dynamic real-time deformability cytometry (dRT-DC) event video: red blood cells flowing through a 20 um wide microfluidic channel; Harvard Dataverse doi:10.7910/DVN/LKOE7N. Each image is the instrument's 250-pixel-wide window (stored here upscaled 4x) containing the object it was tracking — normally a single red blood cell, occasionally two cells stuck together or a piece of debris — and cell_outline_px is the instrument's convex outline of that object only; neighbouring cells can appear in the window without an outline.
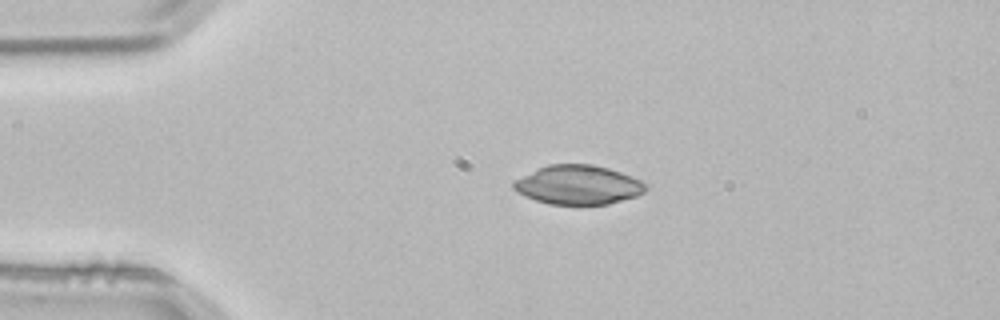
{"species": "common noctule bat (a hibernating species)", "species_latin": "Nyctalus noctula", "temperature_condition": "room temperature", "stored_images_in_passage": 2, "camera_frame_rate_fps": 3000, "um_per_image_px": 0.085, "animal": {"sex": "male", "body_mass_g": 21.5, "forearm_length_mm": 52.0}, "frame": {"image": 1, "passage_image": 1, "time_ms": 0.0, "image_size_px": [1000, 320], "cell_outline_px": [[648, 188], [644, 192], [636, 196], [608, 204], [548, 204], [524, 196], [516, 192], [512, 188], [512, 180], [548, 164], [588, 164], [608, 168], [620, 172], [640, 180], [648, 184]], "centroid_in_image_um": [49.11, 15.71], "position_along_channel_um": 35.9, "area_um2": 30.17}}